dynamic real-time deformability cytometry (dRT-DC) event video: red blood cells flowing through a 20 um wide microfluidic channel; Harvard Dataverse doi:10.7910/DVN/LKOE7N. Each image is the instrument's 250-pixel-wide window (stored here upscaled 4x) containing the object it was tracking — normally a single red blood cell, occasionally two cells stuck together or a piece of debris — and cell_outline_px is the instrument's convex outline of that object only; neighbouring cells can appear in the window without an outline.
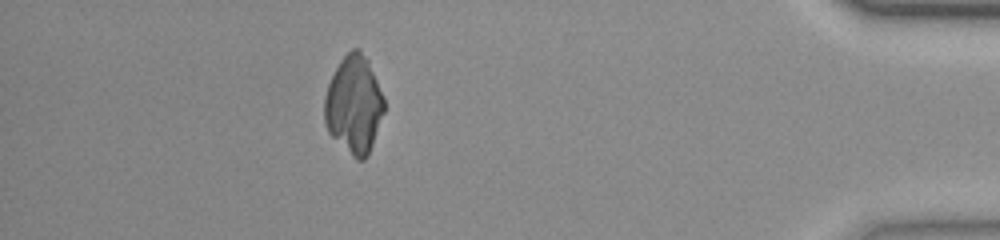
{"species": "common noctule bat (a hibernating species)", "species_latin": "Nyctalus noctula", "temperature_condition": "room temperature", "stored_images_in_passage": 49, "camera_frame_rate_fps": 3000, "um_per_image_px": 0.085, "animal": {"sex": "female", "body_mass_g": 23.0, "forearm_length_mm": 53.4}, "frame": {"image": 1, "passage_image": 43, "time_ms": 14.0, "image_size_px": [1000, 240], "cell_outline_px": [[384, 112], [368, 156], [364, 160], [356, 160], [328, 132], [324, 124], [324, 96], [328, 84], [340, 60], [352, 48], [360, 48], [368, 60], [384, 96]], "centroid_in_image_um": [30.08, 8.89], "position_along_channel_um": 405.1, "area_um2": 34.1}}